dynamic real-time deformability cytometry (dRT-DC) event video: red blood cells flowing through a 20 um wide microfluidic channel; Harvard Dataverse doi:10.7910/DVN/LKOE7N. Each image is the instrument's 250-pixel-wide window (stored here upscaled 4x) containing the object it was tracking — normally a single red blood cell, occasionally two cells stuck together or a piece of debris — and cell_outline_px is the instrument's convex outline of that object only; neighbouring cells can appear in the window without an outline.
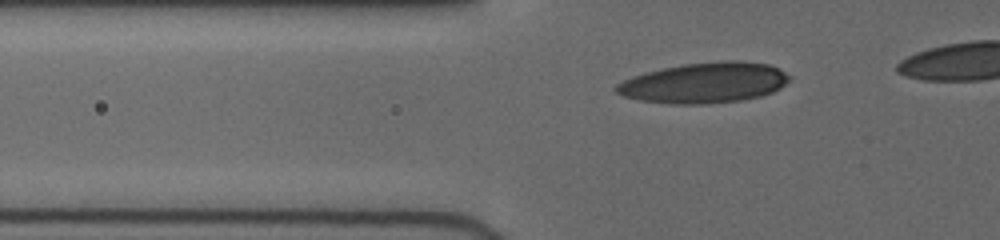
{"species": "human", "species_latin": "Homo sapiens", "temperature_condition": "cold", "stored_images_in_passage": 35, "camera_frame_rate_fps": 3000, "um_per_image_px": 0.085, "donor": {"sex": "female"}, "frame": {"image": 1, "passage_image": 6, "time_ms": 1.667, "image_size_px": [1000, 240], "cell_outline_px": [[792, 80], [780, 88], [772, 92], [760, 96], [744, 100], [704, 104], [672, 104], [640, 100], [624, 96], [616, 92], [612, 88], [616, 84], [632, 76], [664, 68], [684, 64], [724, 60], [740, 60], [768, 64], [780, 68], [792, 76]], "centroid_in_image_um": [59.93, 7.03], "position_along_channel_um": 65.9, "area_um2": 41.15}}
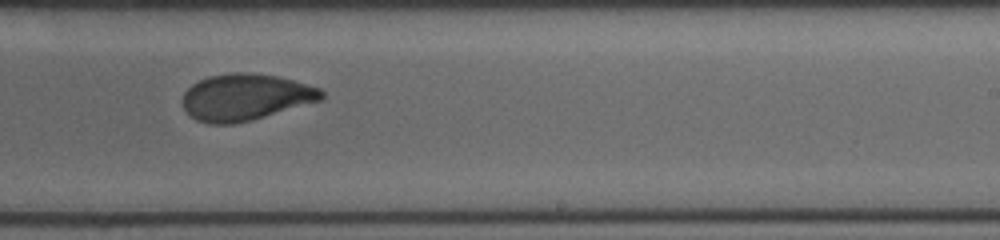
{"frame": {"image": 2, "passage_image": 22, "time_ms": 7.0, "image_size_px": [1000, 240], "cell_outline_px": [[324, 96], [320, 100], [248, 120], [232, 124], [208, 124], [196, 120], [184, 108], [184, 92], [192, 84], [208, 76], [232, 72], [248, 72], [276, 76], [292, 80], [320, 88], [324, 92]], "centroid_in_image_um": [20.83, 8.24], "position_along_channel_um": 268.2, "area_um2": 37.05}}
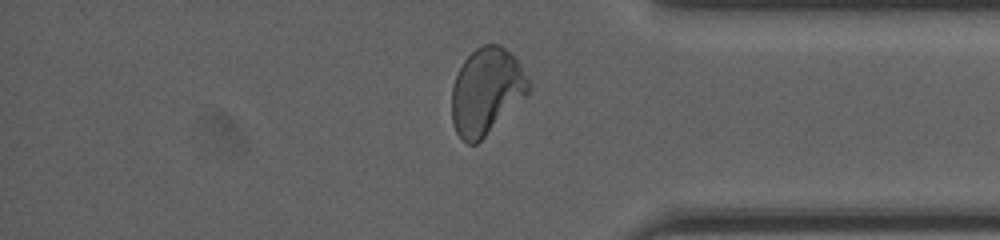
{"frame": {"image": 3, "passage_image": 32, "time_ms": 10.333, "image_size_px": [1000, 240], "cell_outline_px": [[528, 92], [476, 144], [468, 144], [456, 132], [452, 120], [452, 88], [456, 76], [464, 60], [476, 48], [484, 44], [500, 44], [516, 60], [528, 80]], "centroid_in_image_um": [41.29, 7.74], "position_along_channel_um": 393.9, "area_um2": 37.45}}